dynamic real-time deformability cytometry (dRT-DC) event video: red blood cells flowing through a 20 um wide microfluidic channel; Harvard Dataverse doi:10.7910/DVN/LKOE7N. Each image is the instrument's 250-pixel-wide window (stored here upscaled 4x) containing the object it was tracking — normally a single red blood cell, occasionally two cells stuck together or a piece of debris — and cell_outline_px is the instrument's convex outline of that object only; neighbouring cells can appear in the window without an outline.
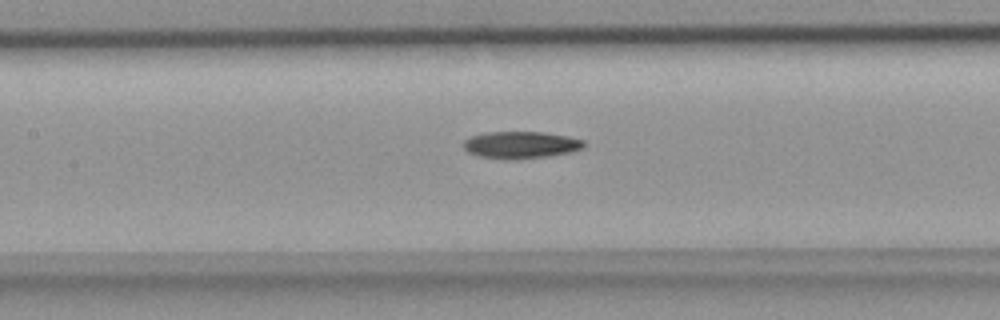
{"species": "common noctule bat (a hibernating species)", "species_latin": "Nyctalus noctula", "temperature_condition": "room temperature", "stored_images_in_passage": 30, "camera_frame_rate_fps": 3000, "um_per_image_px": 0.085, "animal": {"sex": "female", "body_mass_g": 18.4}, "frame": {"image": 1, "passage_image": 9, "time_ms": 2.667, "image_size_px": [1000, 320], "cell_outline_px": [[584, 148], [572, 152], [548, 156], [516, 160], [504, 160], [480, 156], [468, 152], [464, 148], [464, 140], [472, 136], [488, 132], [544, 132], [568, 136], [584, 140]], "centroid_in_image_um": [44.29, 12.33], "position_along_channel_um": 163.1, "area_um2": 19.13}}
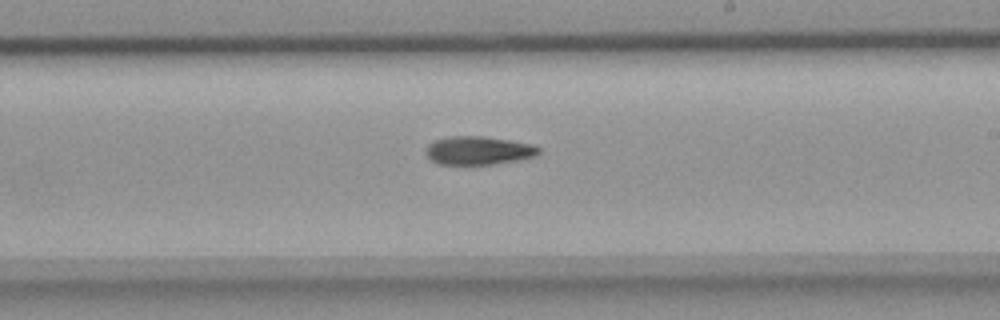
{"frame": {"image": 2, "passage_image": 15, "time_ms": 4.667, "image_size_px": [1000, 320], "cell_outline_px": [[540, 152], [536, 156], [516, 160], [492, 164], [440, 164], [432, 160], [424, 152], [428, 144], [432, 140], [452, 136], [484, 136], [532, 144], [540, 148]], "centroid_in_image_um": [40.65, 12.78], "position_along_channel_um": 248.4, "area_um2": 18.61}}
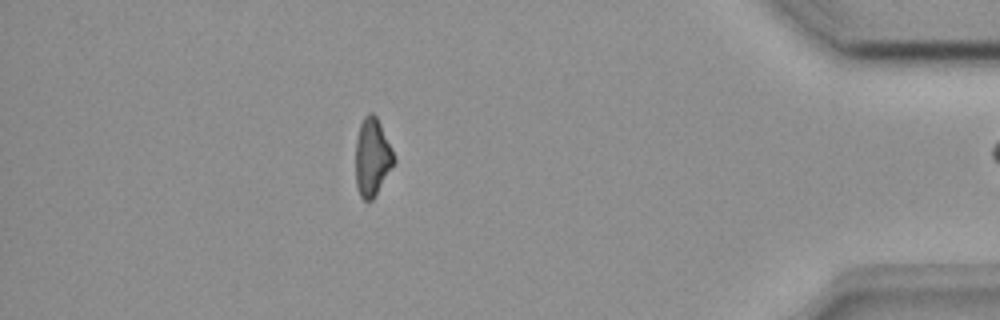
{"frame": {"image": 3, "passage_image": 29, "time_ms": 9.333, "image_size_px": [1000, 320], "cell_outline_px": [[396, 160], [372, 200], [364, 200], [360, 196], [356, 184], [356, 140], [360, 124], [364, 116], [368, 112], [372, 112], [376, 116], [392, 148]], "centroid_in_image_um": [31.63, 13.33], "position_along_channel_um": 403.6, "area_um2": 17.17}}